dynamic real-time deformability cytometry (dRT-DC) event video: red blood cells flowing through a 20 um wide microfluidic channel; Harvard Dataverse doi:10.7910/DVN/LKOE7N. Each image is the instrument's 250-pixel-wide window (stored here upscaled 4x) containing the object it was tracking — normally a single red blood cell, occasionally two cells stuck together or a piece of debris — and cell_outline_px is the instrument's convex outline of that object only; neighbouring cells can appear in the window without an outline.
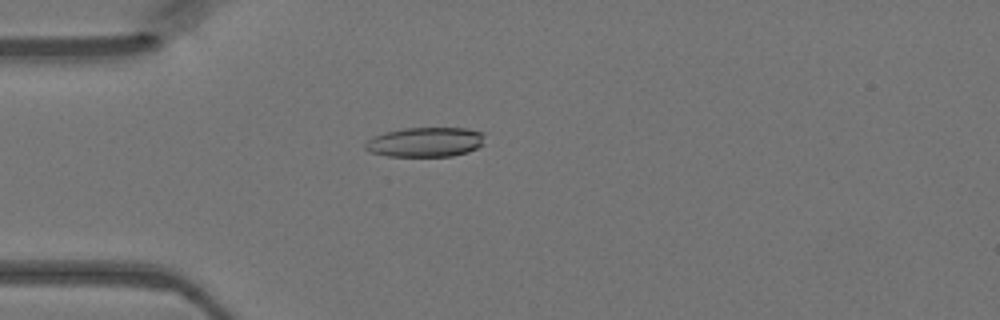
{"species": "Egyptian fruit bat (a non-hibernating species)", "species_latin": "Rousettus aegyptiacus", "temperature_condition": "warm", "stored_images_in_passage": 47, "camera_frame_rate_fps": 3000, "um_per_image_px": 0.085, "animal": {"sex": "female"}, "frame": {"image": 1, "passage_image": 13, "time_ms": 4.0, "image_size_px": [1000, 320], "cell_outline_px": [[484, 144], [468, 152], [452, 156], [388, 156], [372, 152], [364, 148], [364, 144], [368, 140], [376, 136], [388, 132], [404, 128], [468, 128], [484, 132]], "centroid_in_image_um": [36.22, 12.07], "position_along_channel_um": 48.8, "area_um2": 20.58}}
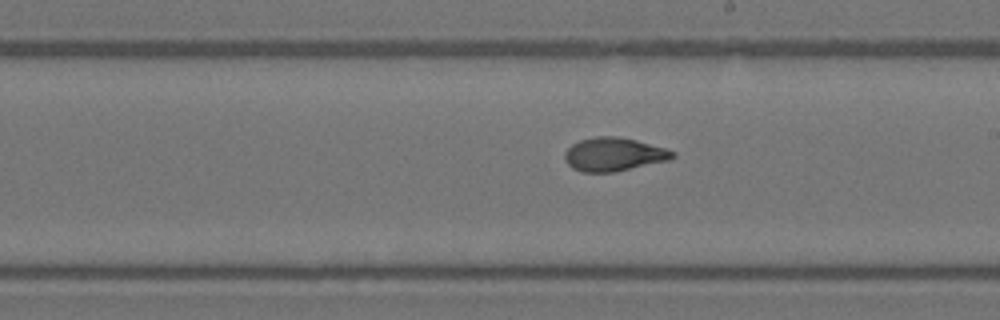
{"frame": {"image": 2, "passage_image": 27, "time_ms": 8.667, "image_size_px": [1000, 320], "cell_outline_px": [[676, 156], [668, 160], [616, 172], [580, 172], [572, 168], [564, 160], [564, 152], [572, 144], [580, 140], [596, 136], [620, 136], [636, 140], [664, 148], [676, 152]], "centroid_in_image_um": [52.15, 13.12], "position_along_channel_um": 236.9, "area_um2": 21.15}}
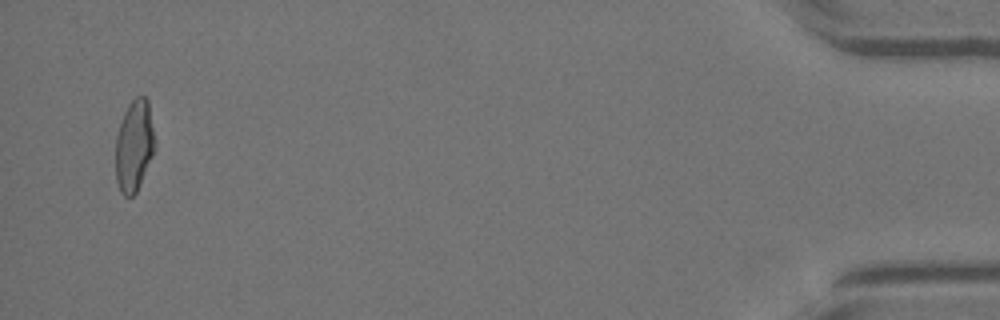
{"frame": {"image": 3, "passage_image": 46, "time_ms": 15.0, "image_size_px": [1000, 320], "cell_outline_px": [[156, 148], [136, 192], [132, 196], [124, 196], [120, 192], [116, 180], [116, 136], [124, 112], [128, 104], [136, 96], [144, 96], [148, 100], [156, 144]], "centroid_in_image_um": [11.41, 12.37], "position_along_channel_um": 423.8, "area_um2": 20.98}}